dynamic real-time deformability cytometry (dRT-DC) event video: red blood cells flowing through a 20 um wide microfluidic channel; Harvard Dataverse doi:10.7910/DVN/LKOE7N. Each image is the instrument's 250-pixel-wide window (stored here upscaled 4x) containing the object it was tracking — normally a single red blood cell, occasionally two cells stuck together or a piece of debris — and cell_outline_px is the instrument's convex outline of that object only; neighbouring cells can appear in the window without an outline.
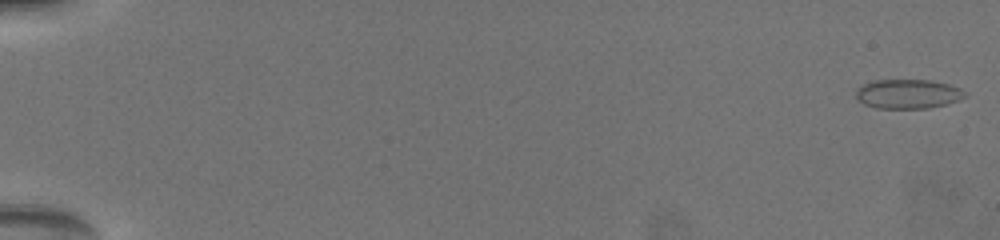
{"species": "common noctule bat (a hibernating species)", "species_latin": "Nyctalus noctula", "temperature_condition": "warm", "stored_images_in_passage": 31, "camera_frame_rate_fps": 3000, "um_per_image_px": 0.085, "animal": {"sex": "female", "body_mass_g": 19.5, "forearm_length_mm": 54.1}, "frame": {"image": 1, "passage_image": 1, "time_ms": 0.0, "image_size_px": [1000, 240], "cell_outline_px": [[964, 96], [956, 100], [944, 104], [928, 108], [876, 108], [864, 104], [856, 100], [856, 88], [872, 80], [928, 80], [948, 84], [960, 88], [964, 92]], "centroid_in_image_um": [77.09, 7.98], "position_along_channel_um": 7.9, "area_um2": 18.44}}
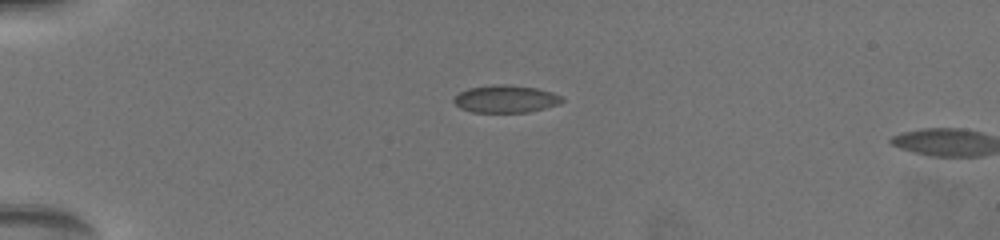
{"frame": {"image": 2, "passage_image": 27, "time_ms": 5.0, "image_size_px": [1000, 240], "cell_outline_px": [[564, 100], [556, 104], [544, 108], [528, 112], [472, 112], [460, 108], [452, 100], [460, 92], [468, 88], [496, 84], [508, 84], [536, 88], [552, 92], [560, 96]], "centroid_in_image_um": [42.95, 8.4], "position_along_channel_um": 42.0, "area_um2": 17.17}}